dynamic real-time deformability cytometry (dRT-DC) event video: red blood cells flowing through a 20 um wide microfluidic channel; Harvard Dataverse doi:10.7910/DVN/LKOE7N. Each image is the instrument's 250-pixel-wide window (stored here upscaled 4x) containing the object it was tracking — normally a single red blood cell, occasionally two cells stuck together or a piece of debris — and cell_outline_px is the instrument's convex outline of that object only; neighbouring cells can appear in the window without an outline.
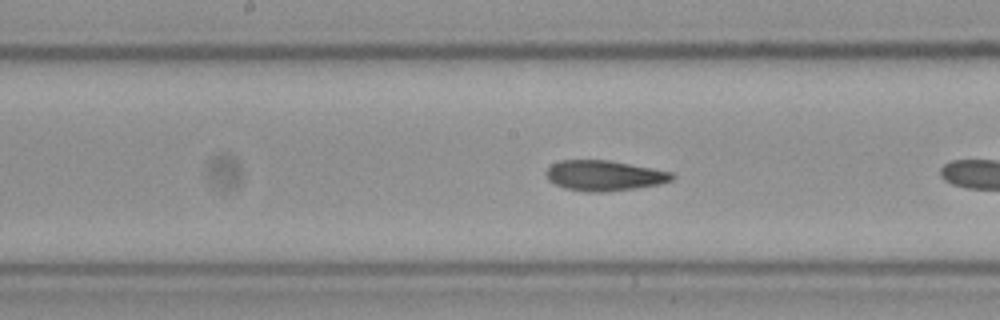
{"species": "Egyptian fruit bat (a non-hibernating species)", "species_latin": "Rousettus aegyptiacus", "temperature_condition": "cold", "stored_images_in_passage": 40, "camera_frame_rate_fps": 3000, "um_per_image_px": 0.085, "frame": {"image": 1, "passage_image": 12, "time_ms": 3.667, "image_size_px": [1000, 320], "cell_outline_px": [[676, 176], [672, 180], [660, 184], [604, 192], [588, 192], [564, 188], [548, 180], [544, 172], [552, 164], [560, 160], [608, 160], [652, 168], [672, 172]], "centroid_in_image_um": [51.34, 14.92], "position_along_channel_um": 196.9, "area_um2": 22.2}}
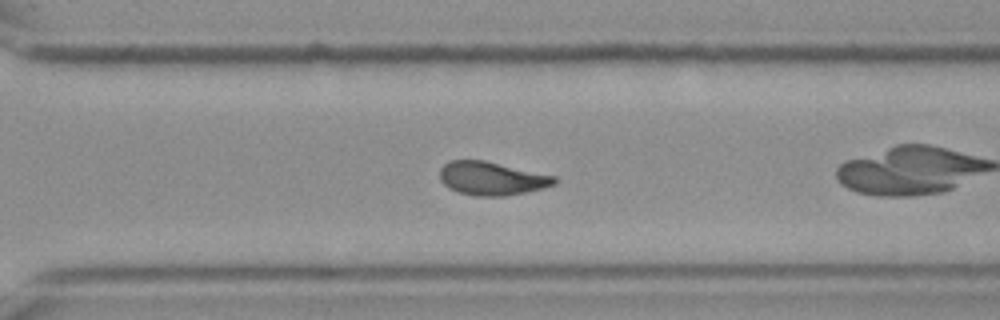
{"frame": {"image": 2, "passage_image": 23, "time_ms": 7.333, "image_size_px": [1000, 320], "cell_outline_px": [[556, 184], [544, 188], [504, 196], [476, 196], [456, 192], [448, 188], [440, 180], [440, 168], [444, 164], [452, 160], [484, 160], [556, 176]], "centroid_in_image_um": [41.78, 15.17], "position_along_channel_um": 328.8, "area_um2": 22.37}, "authors_computed_cell_mechanics": {"area_um2": 21.9351, "velocity_mm_per_s": 3.6084, "shape_relaxation_time_tau1_ms": null, "shape_relaxation_time_tau2_ms": 3.1468, "deformation_change_tau1": null, "deformation_change_tau2": 0.0867}}